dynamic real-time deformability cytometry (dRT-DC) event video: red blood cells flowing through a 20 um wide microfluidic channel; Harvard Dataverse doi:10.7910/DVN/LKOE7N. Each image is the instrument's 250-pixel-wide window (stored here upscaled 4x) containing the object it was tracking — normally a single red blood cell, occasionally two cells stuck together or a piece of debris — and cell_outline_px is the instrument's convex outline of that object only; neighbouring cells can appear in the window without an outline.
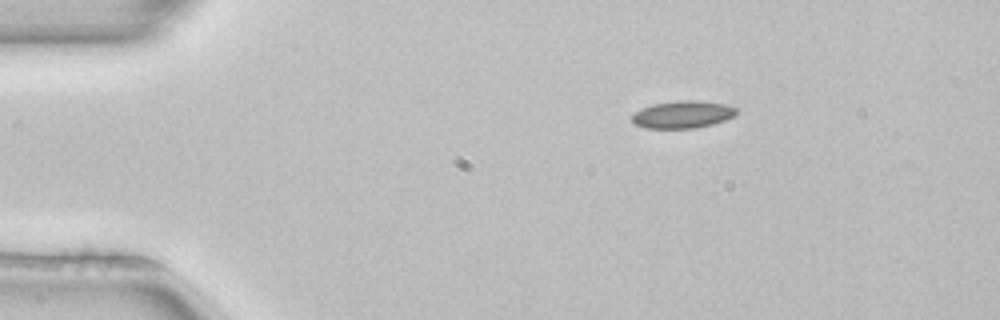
{"species": "common noctule bat (a hibernating species)", "species_latin": "Nyctalus noctula", "temperature_condition": "room temperature", "stored_images_in_passage": 3, "camera_frame_rate_fps": 3000, "um_per_image_px": 0.085, "animal": {"sex": "female", "body_mass_g": 22.7, "forearm_length_mm": 54.2}, "frame": {"image": 1, "passage_image": 3, "time_ms": 0.667, "image_size_px": [1000, 320], "cell_outline_px": [[736, 112], [732, 116], [724, 120], [712, 124], [696, 128], [644, 128], [636, 124], [632, 120], [632, 112], [652, 104], [676, 100], [696, 100], [724, 104], [736, 108]], "centroid_in_image_um": [57.97, 9.72], "position_along_channel_um": 27.0, "area_um2": 16.59}}